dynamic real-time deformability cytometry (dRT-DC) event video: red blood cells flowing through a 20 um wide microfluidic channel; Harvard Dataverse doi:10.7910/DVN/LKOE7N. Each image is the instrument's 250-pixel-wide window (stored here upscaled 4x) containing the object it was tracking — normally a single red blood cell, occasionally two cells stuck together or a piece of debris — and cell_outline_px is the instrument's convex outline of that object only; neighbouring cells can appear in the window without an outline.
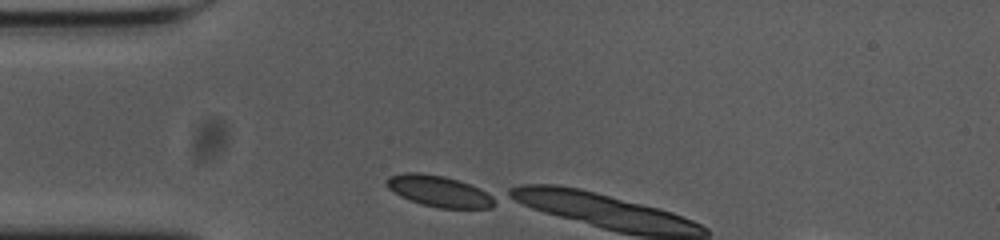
{"species": "common noctule bat (a hibernating species)", "species_latin": "Nyctalus noctula", "temperature_condition": "cold", "stored_images_in_passage": 3, "camera_frame_rate_fps": 3000, "um_per_image_px": 0.085, "animal": {"sex": "female", "body_mass_g": 23.0, "forearm_length_mm": 53.4}, "frame": {"image": 1, "passage_image": 1, "time_ms": 0.0, "image_size_px": [1000, 240], "cell_outline_px": [[492, 208], [436, 208], [420, 204], [400, 196], [388, 188], [384, 184], [384, 180], [388, 176], [404, 172], [420, 172], [444, 176], [468, 184], [492, 196]], "centroid_in_image_um": [37.18, 16.24], "position_along_channel_um": 47.8, "area_um2": 19.42}}